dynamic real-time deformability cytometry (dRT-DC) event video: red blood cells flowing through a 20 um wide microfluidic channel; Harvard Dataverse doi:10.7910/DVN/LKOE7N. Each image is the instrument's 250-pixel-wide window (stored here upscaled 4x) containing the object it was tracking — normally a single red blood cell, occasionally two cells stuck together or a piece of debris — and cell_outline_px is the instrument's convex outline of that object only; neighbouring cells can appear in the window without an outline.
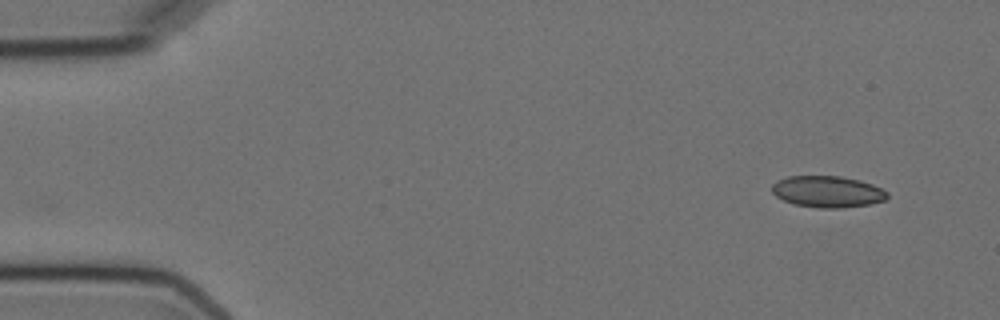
{"species": "Egyptian fruit bat (a non-hibernating species)", "species_latin": "Rousettus aegyptiacus", "temperature_condition": "cold", "stored_images_in_passage": 4, "camera_frame_rate_fps": 3000, "um_per_image_px": 0.085, "animal": {"sex": "female"}, "frame": {"image": 1, "passage_image": 1, "time_ms": 0.0, "image_size_px": [1000, 320], "cell_outline_px": [[888, 196], [884, 200], [872, 204], [844, 208], [816, 208], [792, 204], [776, 196], [772, 192], [772, 184], [776, 180], [788, 176], [840, 176], [860, 180], [872, 184], [888, 192]], "centroid_in_image_um": [70.33, 16.3], "position_along_channel_um": 14.7, "area_um2": 21.39}}
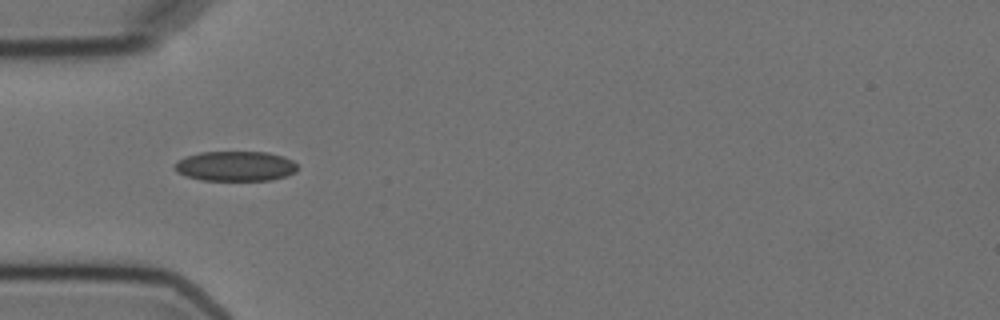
{"frame": {"image": 2, "passage_image": 4, "time_ms": 4.333, "image_size_px": [1000, 320], "cell_outline_px": [[296, 172], [272, 180], [200, 180], [184, 176], [176, 172], [172, 168], [180, 160], [188, 156], [200, 152], [268, 152], [284, 156], [292, 160], [296, 164]], "centroid_in_image_um": [20.0, 14.12], "position_along_channel_um": 65.0, "area_um2": 21.44}}